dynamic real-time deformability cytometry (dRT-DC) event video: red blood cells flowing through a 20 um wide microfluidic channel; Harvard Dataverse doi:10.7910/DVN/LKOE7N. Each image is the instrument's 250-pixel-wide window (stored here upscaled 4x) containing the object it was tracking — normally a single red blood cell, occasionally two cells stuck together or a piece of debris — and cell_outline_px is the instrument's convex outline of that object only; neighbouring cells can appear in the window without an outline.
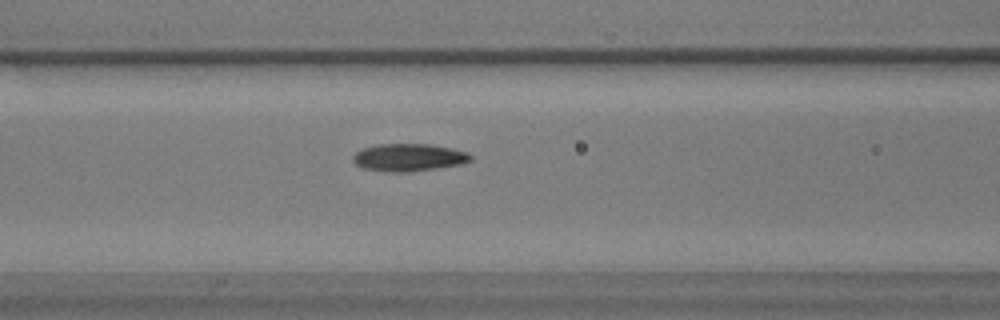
{"species": "common noctule bat (a hibernating species)", "species_latin": "Nyctalus noctula", "temperature_condition": "warm", "stored_images_in_passage": 56, "camera_frame_rate_fps": 3000, "um_per_image_px": 0.085, "animal": {"sex": "male", "body_mass_g": 17.9}, "frame": {"image": 1, "passage_image": 23, "time_ms": 7.333, "image_size_px": [1000, 320], "cell_outline_px": [[472, 160], [460, 164], [408, 172], [384, 172], [364, 168], [356, 164], [352, 160], [352, 156], [356, 152], [364, 148], [380, 144], [428, 144], [452, 148], [468, 152], [472, 156]], "centroid_in_image_um": [34.73, 13.38], "position_along_channel_um": 131.9, "area_um2": 18.79}}
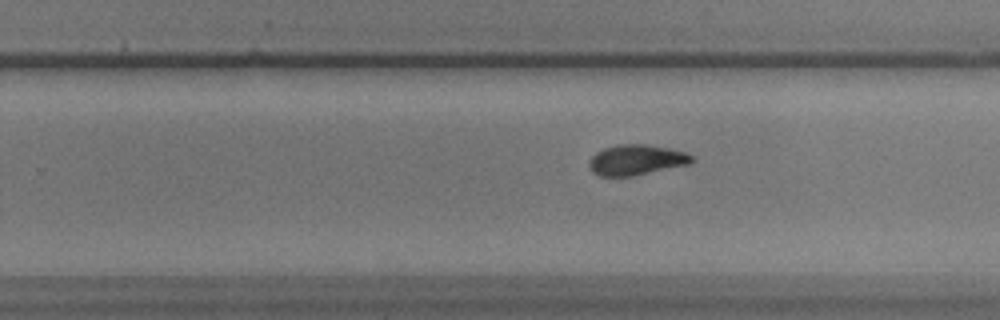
{"frame": {"image": 2, "passage_image": 35, "time_ms": 11.333, "image_size_px": [1000, 320], "cell_outline_px": [[696, 160], [692, 164], [632, 176], [600, 176], [592, 172], [588, 168], [588, 160], [596, 152], [604, 148], [620, 144], [644, 144], [668, 148], [684, 152], [692, 156]], "centroid_in_image_um": [54.08, 13.6], "position_along_channel_um": 275.7, "area_um2": 18.38}}
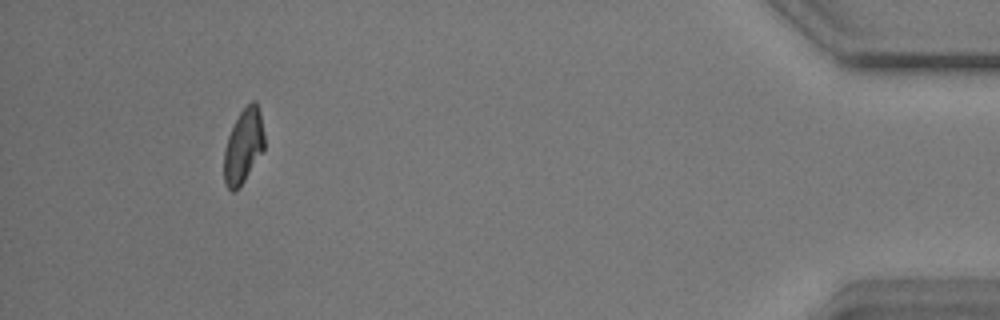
{"frame": {"image": 3, "passage_image": 52, "time_ms": 17.0, "image_size_px": [1000, 320], "cell_outline_px": [[264, 148], [244, 180], [236, 192], [232, 192], [224, 184], [224, 148], [228, 136], [240, 112], [252, 100], [256, 100], [260, 112], [264, 132]], "centroid_in_image_um": [20.68, 12.42], "position_along_channel_um": 414.5, "area_um2": 17.34}, "authors_computed_cell_mechanics": {"area_um2": 18.0625, "velocity_mm_per_s": 3.5994, "shape_relaxation_time_tau1_ms": 3.1278, "shape_relaxation_time_tau2_ms": 2.0533, "deformation_change_tau1": 0.1419, "deformation_change_tau2": 0.0719}}